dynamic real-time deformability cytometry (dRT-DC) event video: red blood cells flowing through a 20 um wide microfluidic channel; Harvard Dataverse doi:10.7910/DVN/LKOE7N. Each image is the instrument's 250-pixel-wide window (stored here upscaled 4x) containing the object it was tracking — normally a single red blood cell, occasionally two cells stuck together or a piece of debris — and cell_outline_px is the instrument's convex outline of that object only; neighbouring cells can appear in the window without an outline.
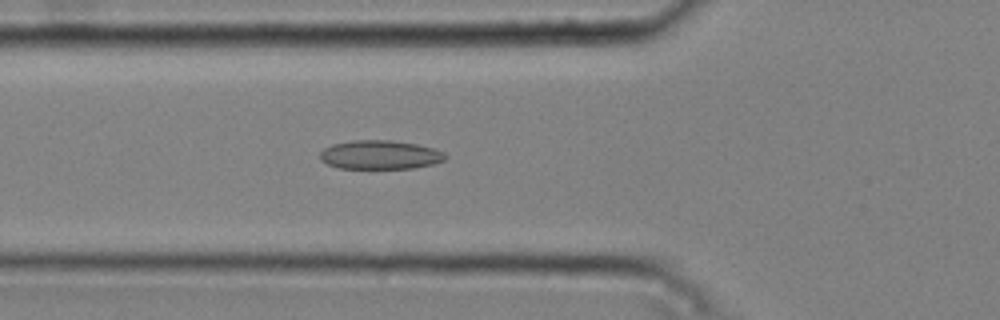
{"species": "common noctule bat (a hibernating species)", "species_latin": "Nyctalus noctula", "temperature_condition": "cold", "stored_images_in_passage": 41, "camera_frame_rate_fps": 3000, "um_per_image_px": 0.085, "animal": {"sex": "male", "body_mass_g": 20.4}, "frame": {"image": 1, "passage_image": 9, "time_ms": 2.667, "image_size_px": [1000, 320], "cell_outline_px": [[448, 156], [444, 160], [432, 164], [412, 168], [340, 168], [328, 164], [320, 160], [320, 152], [324, 148], [332, 144], [352, 140], [392, 140], [416, 144], [432, 148], [444, 152]], "centroid_in_image_um": [32.29, 13.15], "position_along_channel_um": 93.5, "area_um2": 21.04}}
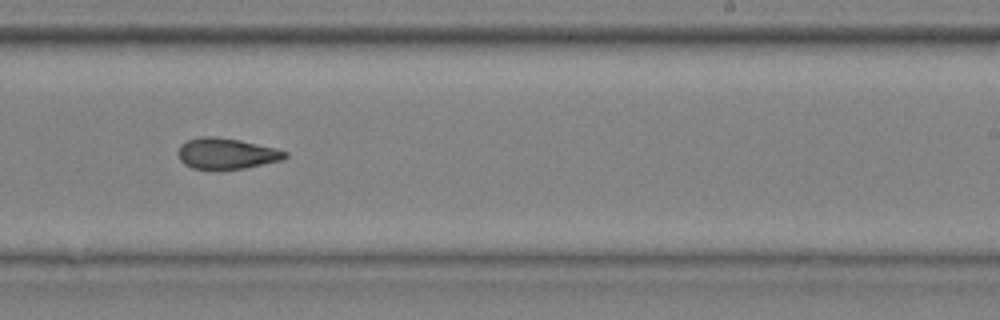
{"frame": {"image": 2, "passage_image": 23, "time_ms": 7.333, "image_size_px": [1000, 320], "cell_outline_px": [[288, 156], [284, 160], [244, 168], [220, 172], [192, 168], [184, 164], [180, 160], [176, 152], [180, 144], [188, 140], [204, 136], [216, 136], [240, 140], [288, 152]], "centroid_in_image_um": [19.2, 13.09], "position_along_channel_um": 269.8, "area_um2": 19.83}}
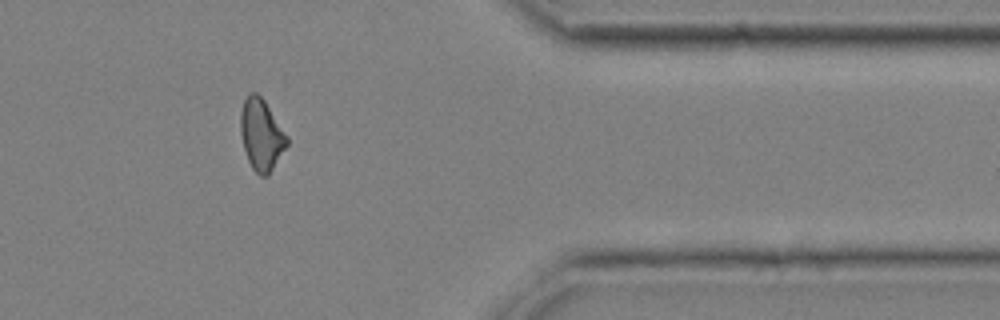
{"frame": {"image": 3, "passage_image": 34, "time_ms": 11.0, "image_size_px": [1000, 320], "cell_outline_px": [[288, 144], [268, 176], [260, 176], [252, 168], [248, 160], [244, 148], [240, 132], [240, 112], [244, 100], [248, 92], [256, 92], [264, 100], [288, 136]], "centroid_in_image_um": [22.21, 11.44], "position_along_channel_um": 389.2, "area_um2": 19.31}, "authors_computed_cell_mechanics": {"area_um2": 19.363, "velocity_mm_per_s": 3.7817, "shape_relaxation_time_tau1_ms": null, "shape_relaxation_time_tau2_ms": 3.8986, "deformation_change_tau1": null, "deformation_change_tau2": 0.0873}}